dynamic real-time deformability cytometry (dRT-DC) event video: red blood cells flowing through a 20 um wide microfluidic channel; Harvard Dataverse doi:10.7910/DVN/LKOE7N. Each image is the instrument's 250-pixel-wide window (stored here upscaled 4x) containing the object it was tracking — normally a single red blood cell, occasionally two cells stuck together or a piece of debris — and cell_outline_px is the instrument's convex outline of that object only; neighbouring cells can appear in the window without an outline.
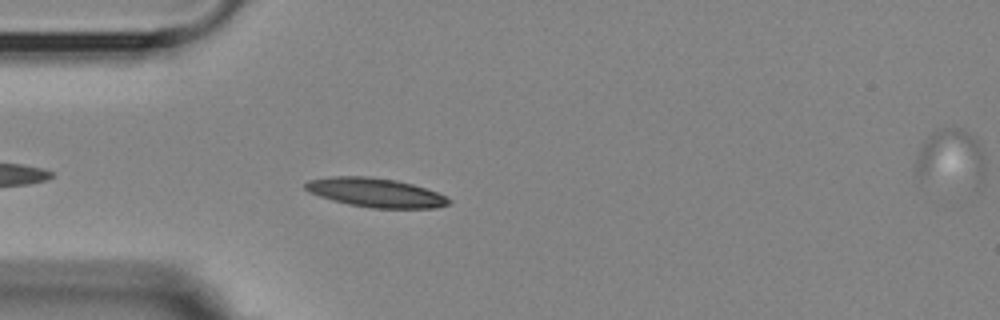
{"species": "Egyptian fruit bat (a non-hibernating species)", "species_latin": "Rousettus aegyptiacus", "temperature_condition": "room temperature", "stored_images_in_passage": 16, "camera_frame_rate_fps": 3000, "um_per_image_px": 0.085, "animal": {"sex": "female"}, "frame": {"image": 1, "passage_image": 5, "time_ms": 1.333, "image_size_px": [1000, 320], "cell_outline_px": [[452, 204], [436, 208], [372, 208], [348, 204], [332, 200], [308, 192], [304, 188], [304, 184], [308, 180], [332, 176], [368, 176], [396, 180], [412, 184], [436, 192], [452, 200]], "centroid_in_image_um": [31.92, 16.37], "position_along_channel_um": 53.1, "area_um2": 24.33}}
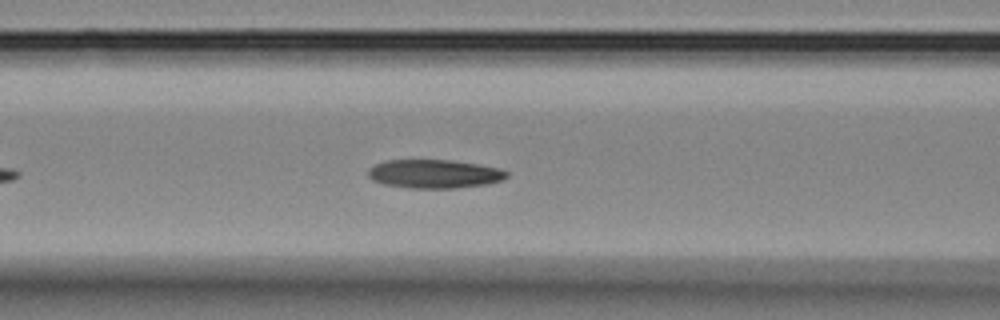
{"frame": {"image": 2, "passage_image": 12, "time_ms": 3.667, "image_size_px": [1000, 320], "cell_outline_px": [[508, 176], [500, 180], [488, 184], [456, 188], [408, 188], [384, 184], [372, 180], [368, 176], [368, 168], [376, 164], [388, 160], [448, 160], [476, 164], [500, 168], [508, 172]], "centroid_in_image_um": [36.9, 14.78], "position_along_channel_um": 129.7, "area_um2": 23.06}}
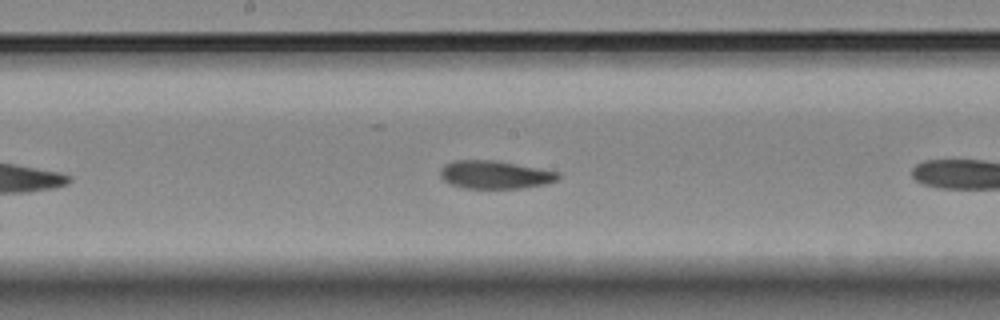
{"frame": {"image": 3, "passage_image": 15, "time_ms": 4.667, "image_size_px": [1000, 320], "cell_outline_px": [[560, 176], [556, 180], [544, 184], [524, 188], [464, 188], [452, 184], [444, 180], [440, 176], [440, 168], [444, 164], [452, 160], [496, 160], [560, 172]], "centroid_in_image_um": [42.05, 14.84], "position_along_channel_um": 206.2, "area_um2": 19.31}}